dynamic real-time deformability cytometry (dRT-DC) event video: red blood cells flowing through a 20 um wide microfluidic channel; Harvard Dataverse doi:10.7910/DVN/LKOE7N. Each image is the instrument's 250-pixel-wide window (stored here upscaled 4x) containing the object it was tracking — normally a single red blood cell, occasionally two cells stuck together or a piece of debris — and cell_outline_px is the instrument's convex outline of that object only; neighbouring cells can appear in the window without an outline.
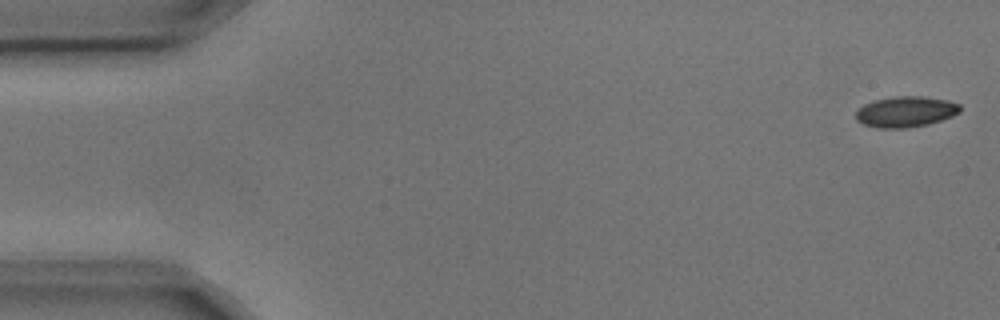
{"species": "common noctule bat (a hibernating species)", "species_latin": "Nyctalus noctula", "temperature_condition": "cold", "stored_images_in_passage": 6, "camera_frame_rate_fps": 3000, "um_per_image_px": 0.085, "animal": {"sex": "male", "body_mass_g": 17.9, "forearm_length_mm": 54.2}, "frame": {"image": 1, "passage_image": 1, "time_ms": 0.0, "image_size_px": [1000, 320], "cell_outline_px": [[960, 112], [952, 116], [928, 124], [908, 128], [876, 128], [864, 124], [856, 120], [856, 112], [864, 104], [872, 100], [892, 96], [924, 96], [948, 100], [960, 104]], "centroid_in_image_um": [76.97, 9.49], "position_along_channel_um": 8.0, "area_um2": 18.84}}
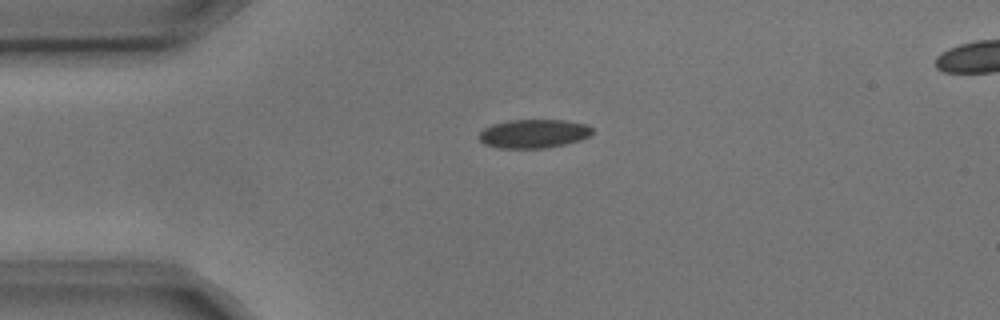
{"frame": {"image": 2, "passage_image": 4, "time_ms": 1.0, "image_size_px": [1000, 320], "cell_outline_px": [[592, 132], [588, 136], [580, 140], [564, 144], [544, 148], [500, 148], [484, 144], [480, 140], [480, 132], [484, 128], [492, 124], [508, 120], [564, 120], [588, 124], [592, 128]], "centroid_in_image_um": [45.36, 11.35], "position_along_channel_um": 39.6, "area_um2": 18.9}}